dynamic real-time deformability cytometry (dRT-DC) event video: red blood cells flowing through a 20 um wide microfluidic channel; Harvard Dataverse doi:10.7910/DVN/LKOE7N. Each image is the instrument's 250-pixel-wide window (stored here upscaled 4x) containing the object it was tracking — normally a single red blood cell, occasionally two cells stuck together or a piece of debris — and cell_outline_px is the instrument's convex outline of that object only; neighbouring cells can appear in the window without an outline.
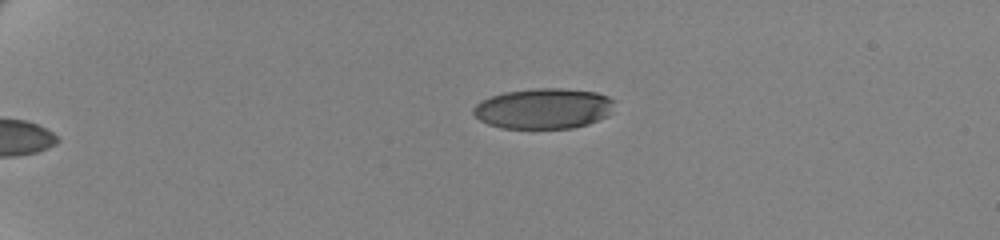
{"species": "human", "species_latin": "Homo sapiens", "temperature_condition": "cold", "stored_images_in_passage": 46, "camera_frame_rate_fps": 3000, "um_per_image_px": 0.085, "donor": {"sex": "female"}, "frame": {"image": 1, "passage_image": 1, "time_ms": 0.0, "image_size_px": [1000, 240], "cell_outline_px": [[616, 100], [608, 116], [588, 124], [572, 128], [500, 128], [488, 124], [480, 120], [472, 112], [472, 108], [480, 100], [504, 92], [536, 88], [564, 88], [596, 92], [608, 96]], "centroid_in_image_um": [46.21, 9.22], "position_along_channel_um": 38.8, "area_um2": 33.52}}
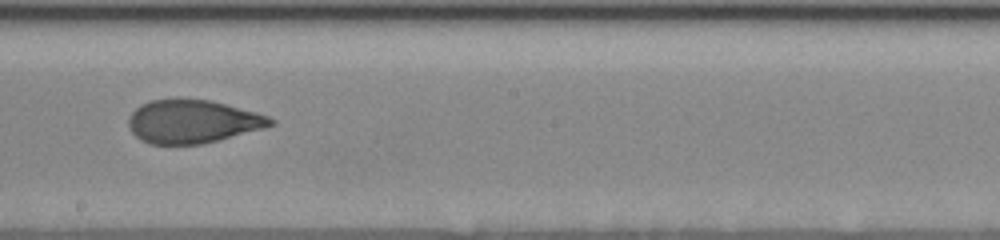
{"frame": {"image": 2, "passage_image": 24, "time_ms": 7.667, "image_size_px": [1000, 240], "cell_outline_px": [[276, 124], [264, 128], [200, 144], [148, 144], [140, 140], [132, 132], [128, 124], [128, 120], [132, 112], [140, 104], [152, 100], [176, 96], [180, 96], [212, 100], [256, 112], [268, 116], [276, 120]], "centroid_in_image_um": [16.35, 10.29], "position_along_channel_um": 231.9, "area_um2": 36.41}}
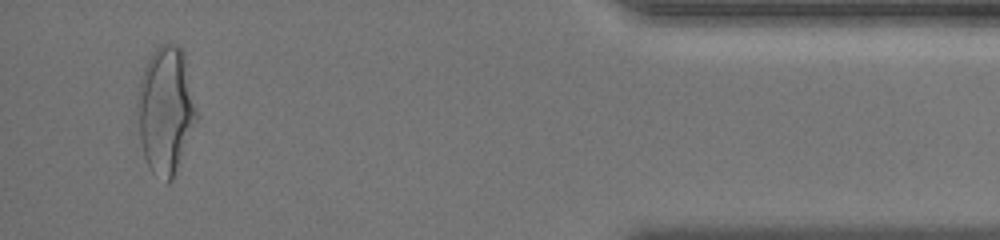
{"frame": {"image": 3, "passage_image": 44, "time_ms": 14.333, "image_size_px": [1000, 240], "cell_outline_px": [[196, 120], [172, 180], [168, 184], [152, 172], [148, 168], [144, 156], [140, 140], [136, 108], [136, 100], [140, 80], [144, 68], [152, 52], [160, 44], [168, 40], [176, 44], [184, 52], [196, 112]], "centroid_in_image_um": [14.04, 9.33], "position_along_channel_um": 421.2, "area_um2": 43.58}, "authors_computed_cell_mechanics": {"area_um2": 36.5585, "velocity_mm_per_s": 3.4997, "shape_relaxation_time_tau1_ms": 4.2124, "shape_relaxation_time_tau2_ms": 1.2805, "deformation_change_tau1": 0.1747, "deformation_change_tau2": 0.076}}